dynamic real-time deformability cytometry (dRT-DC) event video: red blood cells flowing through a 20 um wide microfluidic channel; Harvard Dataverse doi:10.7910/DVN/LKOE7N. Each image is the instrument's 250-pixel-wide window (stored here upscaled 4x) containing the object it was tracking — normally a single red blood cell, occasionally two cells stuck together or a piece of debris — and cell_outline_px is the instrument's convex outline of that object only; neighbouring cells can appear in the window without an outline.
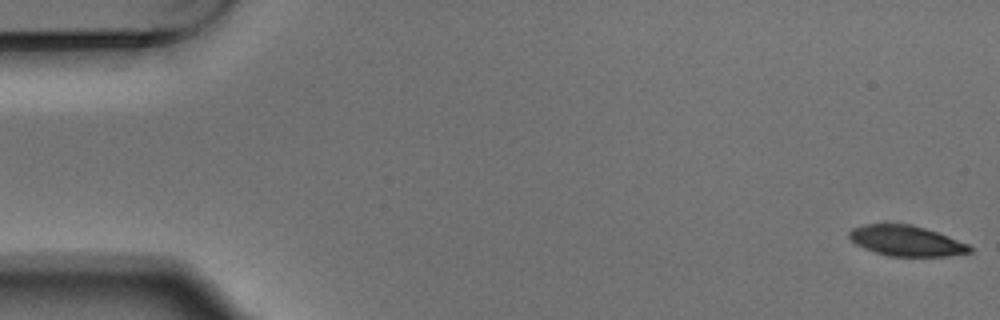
{"species": "Egyptian fruit bat (a non-hibernating species)", "species_latin": "Rousettus aegyptiacus", "temperature_condition": "warm", "stored_images_in_passage": 5, "camera_frame_rate_fps": 3000, "um_per_image_px": 0.085, "animal": {"sex": "male"}, "frame": {"image": 1, "passage_image": 1, "time_ms": 0.0, "image_size_px": [1000, 320], "cell_outline_px": [[972, 252], [948, 256], [888, 256], [864, 248], [856, 244], [848, 236], [848, 232], [852, 228], [864, 224], [912, 224], [936, 232], [968, 244], [972, 248]], "centroid_in_image_um": [77.02, 20.47], "position_along_channel_um": 8.0, "area_um2": 21.21}}
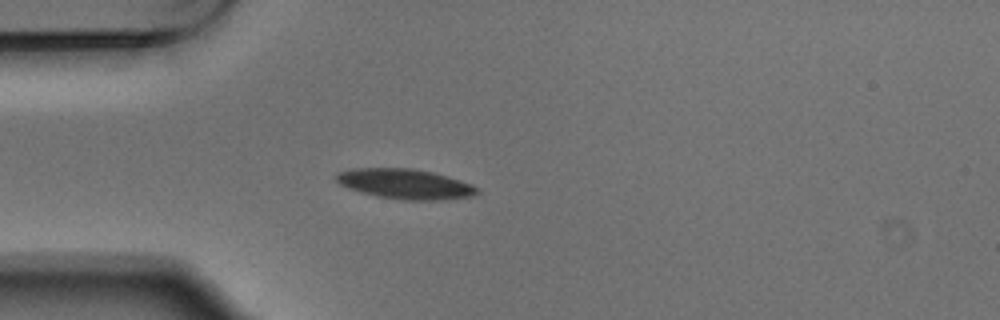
{"frame": {"image": 2, "passage_image": 5, "time_ms": 1.333, "image_size_px": [1000, 320], "cell_outline_px": [[480, 192], [476, 196], [440, 200], [404, 200], [376, 196], [360, 192], [348, 188], [340, 184], [336, 180], [336, 172], [356, 168], [412, 168], [432, 172], [448, 176], [472, 184], [480, 188]], "centroid_in_image_um": [34.48, 15.64], "position_along_channel_um": 50.5, "area_um2": 24.91}}